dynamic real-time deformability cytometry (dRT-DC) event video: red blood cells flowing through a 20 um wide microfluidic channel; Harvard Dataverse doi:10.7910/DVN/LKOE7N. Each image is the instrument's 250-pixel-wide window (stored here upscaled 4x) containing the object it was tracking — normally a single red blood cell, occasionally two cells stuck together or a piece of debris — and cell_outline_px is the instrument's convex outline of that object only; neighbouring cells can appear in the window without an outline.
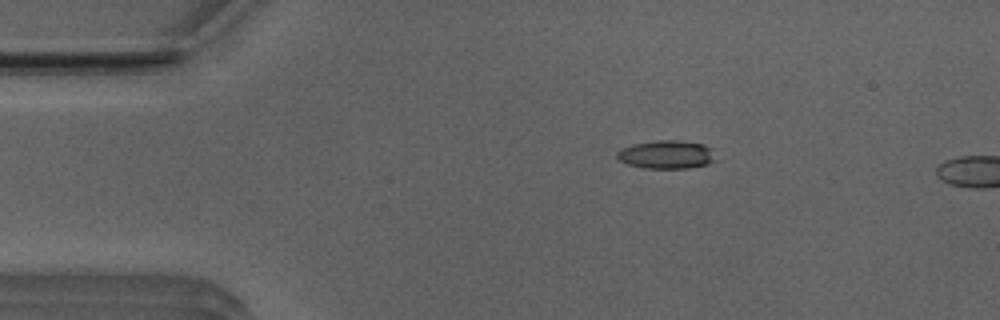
{"species": "Egyptian fruit bat (a non-hibernating species)", "species_latin": "Rousettus aegyptiacus", "temperature_condition": "room temperature", "stored_images_in_passage": 12, "camera_frame_rate_fps": 3000, "um_per_image_px": 0.085, "animal": {"sex": "male"}, "frame": {"image": 1, "passage_image": 6, "time_ms": 1.667, "image_size_px": [1000, 320], "cell_outline_px": [[716, 160], [708, 164], [688, 168], [644, 168], [628, 164], [620, 160], [616, 156], [616, 152], [620, 148], [632, 144], [656, 140], [676, 140], [704, 144], [712, 148]], "centroid_in_image_um": [56.65, 13.13], "position_along_channel_um": 28.3, "area_um2": 16.42}}